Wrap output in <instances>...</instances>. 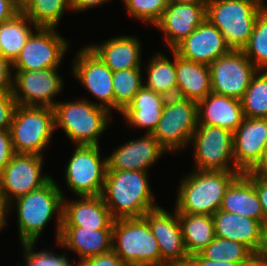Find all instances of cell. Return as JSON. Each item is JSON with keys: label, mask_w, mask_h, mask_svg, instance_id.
Masks as SVG:
<instances>
[{"label": "cell", "mask_w": 267, "mask_h": 266, "mask_svg": "<svg viewBox=\"0 0 267 266\" xmlns=\"http://www.w3.org/2000/svg\"><path fill=\"white\" fill-rule=\"evenodd\" d=\"M63 198L64 192L51 178L42 187L11 202L10 209L15 206L17 211L20 243H37L44 227L55 215V238L56 243L58 242L62 227Z\"/></svg>", "instance_id": "obj_1"}, {"label": "cell", "mask_w": 267, "mask_h": 266, "mask_svg": "<svg viewBox=\"0 0 267 266\" xmlns=\"http://www.w3.org/2000/svg\"><path fill=\"white\" fill-rule=\"evenodd\" d=\"M148 175L145 171H107L101 197L114 219L141 218L159 207Z\"/></svg>", "instance_id": "obj_2"}, {"label": "cell", "mask_w": 267, "mask_h": 266, "mask_svg": "<svg viewBox=\"0 0 267 266\" xmlns=\"http://www.w3.org/2000/svg\"><path fill=\"white\" fill-rule=\"evenodd\" d=\"M240 171L197 170L184 176L179 185L175 210L177 213L214 215L223 197Z\"/></svg>", "instance_id": "obj_3"}, {"label": "cell", "mask_w": 267, "mask_h": 266, "mask_svg": "<svg viewBox=\"0 0 267 266\" xmlns=\"http://www.w3.org/2000/svg\"><path fill=\"white\" fill-rule=\"evenodd\" d=\"M54 109L55 130L63 129L76 145H99V137L107 130L112 114L96 103L80 98L75 101H58Z\"/></svg>", "instance_id": "obj_4"}, {"label": "cell", "mask_w": 267, "mask_h": 266, "mask_svg": "<svg viewBox=\"0 0 267 266\" xmlns=\"http://www.w3.org/2000/svg\"><path fill=\"white\" fill-rule=\"evenodd\" d=\"M263 8L262 0H209L206 19L220 30L231 49L242 50Z\"/></svg>", "instance_id": "obj_5"}, {"label": "cell", "mask_w": 267, "mask_h": 266, "mask_svg": "<svg viewBox=\"0 0 267 266\" xmlns=\"http://www.w3.org/2000/svg\"><path fill=\"white\" fill-rule=\"evenodd\" d=\"M112 250L128 266L161 264L158 242L143 217L114 220Z\"/></svg>", "instance_id": "obj_6"}, {"label": "cell", "mask_w": 267, "mask_h": 266, "mask_svg": "<svg viewBox=\"0 0 267 266\" xmlns=\"http://www.w3.org/2000/svg\"><path fill=\"white\" fill-rule=\"evenodd\" d=\"M9 130L15 154L44 156L55 131L54 109L17 105Z\"/></svg>", "instance_id": "obj_7"}, {"label": "cell", "mask_w": 267, "mask_h": 266, "mask_svg": "<svg viewBox=\"0 0 267 266\" xmlns=\"http://www.w3.org/2000/svg\"><path fill=\"white\" fill-rule=\"evenodd\" d=\"M197 124V102L176 95L167 98L152 135L168 153H175L188 147Z\"/></svg>", "instance_id": "obj_8"}, {"label": "cell", "mask_w": 267, "mask_h": 266, "mask_svg": "<svg viewBox=\"0 0 267 266\" xmlns=\"http://www.w3.org/2000/svg\"><path fill=\"white\" fill-rule=\"evenodd\" d=\"M65 168V184L78 197L102 194L107 157L101 159L100 145H75Z\"/></svg>", "instance_id": "obj_9"}, {"label": "cell", "mask_w": 267, "mask_h": 266, "mask_svg": "<svg viewBox=\"0 0 267 266\" xmlns=\"http://www.w3.org/2000/svg\"><path fill=\"white\" fill-rule=\"evenodd\" d=\"M190 144L194 147L195 169L239 171L234 162L231 131L217 126L197 124Z\"/></svg>", "instance_id": "obj_10"}, {"label": "cell", "mask_w": 267, "mask_h": 266, "mask_svg": "<svg viewBox=\"0 0 267 266\" xmlns=\"http://www.w3.org/2000/svg\"><path fill=\"white\" fill-rule=\"evenodd\" d=\"M56 29L37 28L12 63L13 71L59 68L69 48V42Z\"/></svg>", "instance_id": "obj_11"}, {"label": "cell", "mask_w": 267, "mask_h": 266, "mask_svg": "<svg viewBox=\"0 0 267 266\" xmlns=\"http://www.w3.org/2000/svg\"><path fill=\"white\" fill-rule=\"evenodd\" d=\"M213 93L241 99L258 69L242 50L231 49L209 65Z\"/></svg>", "instance_id": "obj_12"}, {"label": "cell", "mask_w": 267, "mask_h": 266, "mask_svg": "<svg viewBox=\"0 0 267 266\" xmlns=\"http://www.w3.org/2000/svg\"><path fill=\"white\" fill-rule=\"evenodd\" d=\"M13 95L17 105L53 108L63 90L58 68L13 72Z\"/></svg>", "instance_id": "obj_13"}, {"label": "cell", "mask_w": 267, "mask_h": 266, "mask_svg": "<svg viewBox=\"0 0 267 266\" xmlns=\"http://www.w3.org/2000/svg\"><path fill=\"white\" fill-rule=\"evenodd\" d=\"M41 155L15 154L0 174V194L11 204L15 199L45 185L52 175L42 174Z\"/></svg>", "instance_id": "obj_14"}, {"label": "cell", "mask_w": 267, "mask_h": 266, "mask_svg": "<svg viewBox=\"0 0 267 266\" xmlns=\"http://www.w3.org/2000/svg\"><path fill=\"white\" fill-rule=\"evenodd\" d=\"M83 47L76 54L72 73L81 85L98 99L96 105L112 113L114 110L113 71L88 46Z\"/></svg>", "instance_id": "obj_15"}, {"label": "cell", "mask_w": 267, "mask_h": 266, "mask_svg": "<svg viewBox=\"0 0 267 266\" xmlns=\"http://www.w3.org/2000/svg\"><path fill=\"white\" fill-rule=\"evenodd\" d=\"M143 218L158 242L161 264H188L190 257L185 248L177 211L171 214L159 206L148 211Z\"/></svg>", "instance_id": "obj_16"}, {"label": "cell", "mask_w": 267, "mask_h": 266, "mask_svg": "<svg viewBox=\"0 0 267 266\" xmlns=\"http://www.w3.org/2000/svg\"><path fill=\"white\" fill-rule=\"evenodd\" d=\"M267 138V118H244L233 133V156L241 173L253 171L261 162Z\"/></svg>", "instance_id": "obj_17"}, {"label": "cell", "mask_w": 267, "mask_h": 266, "mask_svg": "<svg viewBox=\"0 0 267 266\" xmlns=\"http://www.w3.org/2000/svg\"><path fill=\"white\" fill-rule=\"evenodd\" d=\"M167 150L152 134L132 139L120 145L107 157V171H145L155 164Z\"/></svg>", "instance_id": "obj_18"}, {"label": "cell", "mask_w": 267, "mask_h": 266, "mask_svg": "<svg viewBox=\"0 0 267 266\" xmlns=\"http://www.w3.org/2000/svg\"><path fill=\"white\" fill-rule=\"evenodd\" d=\"M206 19V7L169 1L162 16L154 25L165 35V46L173 50Z\"/></svg>", "instance_id": "obj_19"}, {"label": "cell", "mask_w": 267, "mask_h": 266, "mask_svg": "<svg viewBox=\"0 0 267 266\" xmlns=\"http://www.w3.org/2000/svg\"><path fill=\"white\" fill-rule=\"evenodd\" d=\"M173 50L185 59L210 65L228 53L231 48L220 30L205 19Z\"/></svg>", "instance_id": "obj_20"}, {"label": "cell", "mask_w": 267, "mask_h": 266, "mask_svg": "<svg viewBox=\"0 0 267 266\" xmlns=\"http://www.w3.org/2000/svg\"><path fill=\"white\" fill-rule=\"evenodd\" d=\"M114 220L101 195L81 196L75 201L63 198L62 226L112 229Z\"/></svg>", "instance_id": "obj_21"}, {"label": "cell", "mask_w": 267, "mask_h": 266, "mask_svg": "<svg viewBox=\"0 0 267 266\" xmlns=\"http://www.w3.org/2000/svg\"><path fill=\"white\" fill-rule=\"evenodd\" d=\"M198 124L217 126L234 133L245 116L241 100L211 92L197 102Z\"/></svg>", "instance_id": "obj_22"}, {"label": "cell", "mask_w": 267, "mask_h": 266, "mask_svg": "<svg viewBox=\"0 0 267 266\" xmlns=\"http://www.w3.org/2000/svg\"><path fill=\"white\" fill-rule=\"evenodd\" d=\"M212 217L216 237L242 243L258 254L264 231L260 221L220 209Z\"/></svg>", "instance_id": "obj_23"}, {"label": "cell", "mask_w": 267, "mask_h": 266, "mask_svg": "<svg viewBox=\"0 0 267 266\" xmlns=\"http://www.w3.org/2000/svg\"><path fill=\"white\" fill-rule=\"evenodd\" d=\"M57 244L72 250L81 262L86 258L112 250V229H88L77 226H62Z\"/></svg>", "instance_id": "obj_24"}, {"label": "cell", "mask_w": 267, "mask_h": 266, "mask_svg": "<svg viewBox=\"0 0 267 266\" xmlns=\"http://www.w3.org/2000/svg\"><path fill=\"white\" fill-rule=\"evenodd\" d=\"M88 47L113 71L142 68V44L137 36H116Z\"/></svg>", "instance_id": "obj_25"}, {"label": "cell", "mask_w": 267, "mask_h": 266, "mask_svg": "<svg viewBox=\"0 0 267 266\" xmlns=\"http://www.w3.org/2000/svg\"><path fill=\"white\" fill-rule=\"evenodd\" d=\"M166 100V96L143 86L120 114L128 126L143 128L146 134H152L160 121Z\"/></svg>", "instance_id": "obj_26"}, {"label": "cell", "mask_w": 267, "mask_h": 266, "mask_svg": "<svg viewBox=\"0 0 267 266\" xmlns=\"http://www.w3.org/2000/svg\"><path fill=\"white\" fill-rule=\"evenodd\" d=\"M220 210L258 220L264 217L256 188L244 174H240L228 187Z\"/></svg>", "instance_id": "obj_27"}, {"label": "cell", "mask_w": 267, "mask_h": 266, "mask_svg": "<svg viewBox=\"0 0 267 266\" xmlns=\"http://www.w3.org/2000/svg\"><path fill=\"white\" fill-rule=\"evenodd\" d=\"M177 96L198 102L212 92L209 65L176 53Z\"/></svg>", "instance_id": "obj_28"}, {"label": "cell", "mask_w": 267, "mask_h": 266, "mask_svg": "<svg viewBox=\"0 0 267 266\" xmlns=\"http://www.w3.org/2000/svg\"><path fill=\"white\" fill-rule=\"evenodd\" d=\"M189 257L199 254L215 238L212 215L178 213Z\"/></svg>", "instance_id": "obj_29"}, {"label": "cell", "mask_w": 267, "mask_h": 266, "mask_svg": "<svg viewBox=\"0 0 267 266\" xmlns=\"http://www.w3.org/2000/svg\"><path fill=\"white\" fill-rule=\"evenodd\" d=\"M170 52L174 57L172 61L160 52L152 55L147 65V79H143L145 87L167 98L177 95L176 52Z\"/></svg>", "instance_id": "obj_30"}, {"label": "cell", "mask_w": 267, "mask_h": 266, "mask_svg": "<svg viewBox=\"0 0 267 266\" xmlns=\"http://www.w3.org/2000/svg\"><path fill=\"white\" fill-rule=\"evenodd\" d=\"M37 28L21 11L10 20L0 23V54L13 63Z\"/></svg>", "instance_id": "obj_31"}, {"label": "cell", "mask_w": 267, "mask_h": 266, "mask_svg": "<svg viewBox=\"0 0 267 266\" xmlns=\"http://www.w3.org/2000/svg\"><path fill=\"white\" fill-rule=\"evenodd\" d=\"M66 9L71 10V0H25L21 4V12L38 28H56Z\"/></svg>", "instance_id": "obj_32"}, {"label": "cell", "mask_w": 267, "mask_h": 266, "mask_svg": "<svg viewBox=\"0 0 267 266\" xmlns=\"http://www.w3.org/2000/svg\"><path fill=\"white\" fill-rule=\"evenodd\" d=\"M114 111L121 113L144 86L142 68L113 72Z\"/></svg>", "instance_id": "obj_33"}, {"label": "cell", "mask_w": 267, "mask_h": 266, "mask_svg": "<svg viewBox=\"0 0 267 266\" xmlns=\"http://www.w3.org/2000/svg\"><path fill=\"white\" fill-rule=\"evenodd\" d=\"M209 260L233 263H256V255L244 244L216 237L200 252Z\"/></svg>", "instance_id": "obj_34"}, {"label": "cell", "mask_w": 267, "mask_h": 266, "mask_svg": "<svg viewBox=\"0 0 267 266\" xmlns=\"http://www.w3.org/2000/svg\"><path fill=\"white\" fill-rule=\"evenodd\" d=\"M240 100L246 118H267V70L257 71Z\"/></svg>", "instance_id": "obj_35"}, {"label": "cell", "mask_w": 267, "mask_h": 266, "mask_svg": "<svg viewBox=\"0 0 267 266\" xmlns=\"http://www.w3.org/2000/svg\"><path fill=\"white\" fill-rule=\"evenodd\" d=\"M242 51L258 70H267V9L258 16L253 32Z\"/></svg>", "instance_id": "obj_36"}, {"label": "cell", "mask_w": 267, "mask_h": 266, "mask_svg": "<svg viewBox=\"0 0 267 266\" xmlns=\"http://www.w3.org/2000/svg\"><path fill=\"white\" fill-rule=\"evenodd\" d=\"M122 2L132 18L154 26L168 6L169 0H122Z\"/></svg>", "instance_id": "obj_37"}, {"label": "cell", "mask_w": 267, "mask_h": 266, "mask_svg": "<svg viewBox=\"0 0 267 266\" xmlns=\"http://www.w3.org/2000/svg\"><path fill=\"white\" fill-rule=\"evenodd\" d=\"M37 243H21L23 247V260L25 266H74L64 254L58 255L51 252L50 249L35 252Z\"/></svg>", "instance_id": "obj_38"}, {"label": "cell", "mask_w": 267, "mask_h": 266, "mask_svg": "<svg viewBox=\"0 0 267 266\" xmlns=\"http://www.w3.org/2000/svg\"><path fill=\"white\" fill-rule=\"evenodd\" d=\"M254 184L263 211V227L267 229V176L253 171L244 173Z\"/></svg>", "instance_id": "obj_39"}, {"label": "cell", "mask_w": 267, "mask_h": 266, "mask_svg": "<svg viewBox=\"0 0 267 266\" xmlns=\"http://www.w3.org/2000/svg\"><path fill=\"white\" fill-rule=\"evenodd\" d=\"M16 106L13 93L0 96V131L10 129Z\"/></svg>", "instance_id": "obj_40"}, {"label": "cell", "mask_w": 267, "mask_h": 266, "mask_svg": "<svg viewBox=\"0 0 267 266\" xmlns=\"http://www.w3.org/2000/svg\"><path fill=\"white\" fill-rule=\"evenodd\" d=\"M77 266H128L113 251H108L96 256H92L79 262Z\"/></svg>", "instance_id": "obj_41"}, {"label": "cell", "mask_w": 267, "mask_h": 266, "mask_svg": "<svg viewBox=\"0 0 267 266\" xmlns=\"http://www.w3.org/2000/svg\"><path fill=\"white\" fill-rule=\"evenodd\" d=\"M12 72V63L0 54V96L12 93L14 78Z\"/></svg>", "instance_id": "obj_42"}, {"label": "cell", "mask_w": 267, "mask_h": 266, "mask_svg": "<svg viewBox=\"0 0 267 266\" xmlns=\"http://www.w3.org/2000/svg\"><path fill=\"white\" fill-rule=\"evenodd\" d=\"M14 155L10 130L0 131V174Z\"/></svg>", "instance_id": "obj_43"}, {"label": "cell", "mask_w": 267, "mask_h": 266, "mask_svg": "<svg viewBox=\"0 0 267 266\" xmlns=\"http://www.w3.org/2000/svg\"><path fill=\"white\" fill-rule=\"evenodd\" d=\"M189 266H256V263H233L227 261H213L204 258L200 253L195 254L189 259Z\"/></svg>", "instance_id": "obj_44"}, {"label": "cell", "mask_w": 267, "mask_h": 266, "mask_svg": "<svg viewBox=\"0 0 267 266\" xmlns=\"http://www.w3.org/2000/svg\"><path fill=\"white\" fill-rule=\"evenodd\" d=\"M21 11L17 0H0V23L10 20Z\"/></svg>", "instance_id": "obj_45"}, {"label": "cell", "mask_w": 267, "mask_h": 266, "mask_svg": "<svg viewBox=\"0 0 267 266\" xmlns=\"http://www.w3.org/2000/svg\"><path fill=\"white\" fill-rule=\"evenodd\" d=\"M110 0H71V11L84 12L85 10L95 8L105 4Z\"/></svg>", "instance_id": "obj_46"}, {"label": "cell", "mask_w": 267, "mask_h": 266, "mask_svg": "<svg viewBox=\"0 0 267 266\" xmlns=\"http://www.w3.org/2000/svg\"><path fill=\"white\" fill-rule=\"evenodd\" d=\"M256 266H267V229L263 231L262 245L256 255Z\"/></svg>", "instance_id": "obj_47"}, {"label": "cell", "mask_w": 267, "mask_h": 266, "mask_svg": "<svg viewBox=\"0 0 267 266\" xmlns=\"http://www.w3.org/2000/svg\"><path fill=\"white\" fill-rule=\"evenodd\" d=\"M10 204L6 201V199L0 194V231L5 228L7 225V216H9Z\"/></svg>", "instance_id": "obj_48"}, {"label": "cell", "mask_w": 267, "mask_h": 266, "mask_svg": "<svg viewBox=\"0 0 267 266\" xmlns=\"http://www.w3.org/2000/svg\"><path fill=\"white\" fill-rule=\"evenodd\" d=\"M253 172L267 176V146L265 148V152H264V155H263V158H262L261 162L253 170Z\"/></svg>", "instance_id": "obj_49"}, {"label": "cell", "mask_w": 267, "mask_h": 266, "mask_svg": "<svg viewBox=\"0 0 267 266\" xmlns=\"http://www.w3.org/2000/svg\"><path fill=\"white\" fill-rule=\"evenodd\" d=\"M169 1L180 2V3H189V4H202L206 7L209 0H169Z\"/></svg>", "instance_id": "obj_50"}, {"label": "cell", "mask_w": 267, "mask_h": 266, "mask_svg": "<svg viewBox=\"0 0 267 266\" xmlns=\"http://www.w3.org/2000/svg\"><path fill=\"white\" fill-rule=\"evenodd\" d=\"M143 266H189L188 264H170V263H162V264H152V265H143Z\"/></svg>", "instance_id": "obj_51"}, {"label": "cell", "mask_w": 267, "mask_h": 266, "mask_svg": "<svg viewBox=\"0 0 267 266\" xmlns=\"http://www.w3.org/2000/svg\"><path fill=\"white\" fill-rule=\"evenodd\" d=\"M266 1H267V0H262V2H263V5H264V8H266V9H267V4H266Z\"/></svg>", "instance_id": "obj_52"}, {"label": "cell", "mask_w": 267, "mask_h": 266, "mask_svg": "<svg viewBox=\"0 0 267 266\" xmlns=\"http://www.w3.org/2000/svg\"><path fill=\"white\" fill-rule=\"evenodd\" d=\"M25 0H17V2L21 5Z\"/></svg>", "instance_id": "obj_53"}]
</instances>
